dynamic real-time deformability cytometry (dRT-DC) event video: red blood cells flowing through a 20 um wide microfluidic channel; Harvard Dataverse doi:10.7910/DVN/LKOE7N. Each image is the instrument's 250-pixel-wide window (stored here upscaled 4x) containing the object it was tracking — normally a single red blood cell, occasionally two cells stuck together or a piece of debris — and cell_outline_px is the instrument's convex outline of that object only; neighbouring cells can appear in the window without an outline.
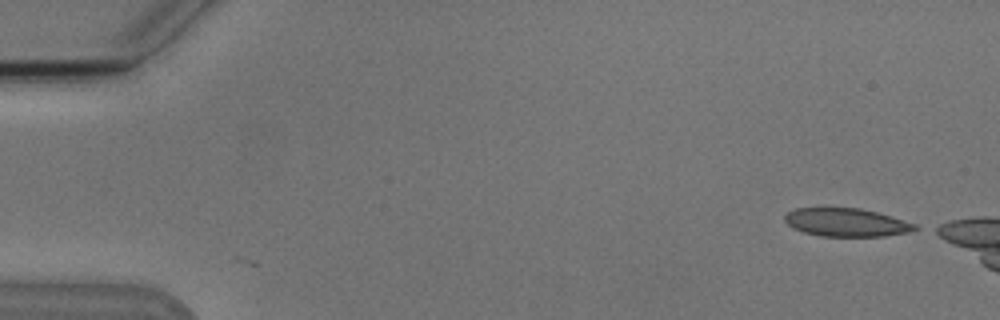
{"species": "Egyptian fruit bat (a non-hibernating species)", "species_latin": "Rousettus aegyptiacus", "temperature_condition": "cold", "stored_images_in_passage": 5, "camera_frame_rate_fps": 3000, "um_per_image_px": 0.085, "animal": {"sex": "male"}, "frame": {"image": 1, "passage_image": 1, "time_ms": 0.0, "image_size_px": [1000, 320], "cell_outline_px": [[920, 228], [908, 232], [884, 236], [820, 236], [804, 232], [792, 228], [784, 220], [784, 216], [788, 212], [796, 208], [860, 208], [892, 216], [916, 224]], "centroid_in_image_um": [71.94, 18.9], "position_along_channel_um": 13.1, "area_um2": 21.39}}